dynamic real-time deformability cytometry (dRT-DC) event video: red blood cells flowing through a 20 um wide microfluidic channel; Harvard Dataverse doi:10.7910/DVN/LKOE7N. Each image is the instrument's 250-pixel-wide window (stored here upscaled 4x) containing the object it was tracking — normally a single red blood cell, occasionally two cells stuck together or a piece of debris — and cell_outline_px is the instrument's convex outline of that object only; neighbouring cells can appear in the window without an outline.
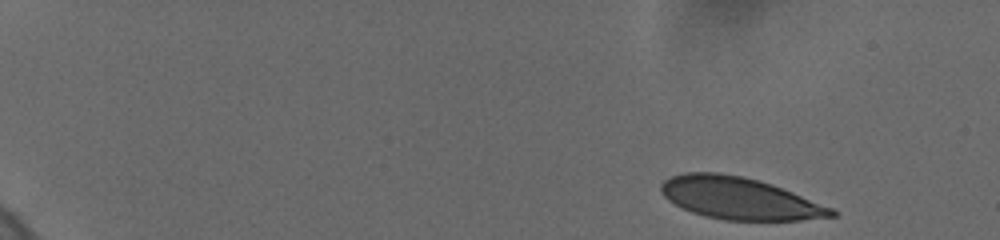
{"species": "human", "species_latin": "Homo sapiens", "temperature_condition": "cold", "stored_images_in_passage": 35, "camera_frame_rate_fps": 3000, "um_per_image_px": 0.085, "donor": {"sex": "female"}, "frame": {"image": 1, "passage_image": 1, "time_ms": 0.0, "image_size_px": [1000, 240], "cell_outline_px": [[836, 216], [800, 220], [724, 220], [704, 216], [692, 212], [668, 200], [660, 192], [660, 184], [664, 180], [672, 176], [684, 172], [716, 172], [744, 176], [760, 180], [772, 184], [832, 208], [836, 212]], "centroid_in_image_um": [62.82, 16.85], "position_along_channel_um": 22.2, "area_um2": 41.62}}
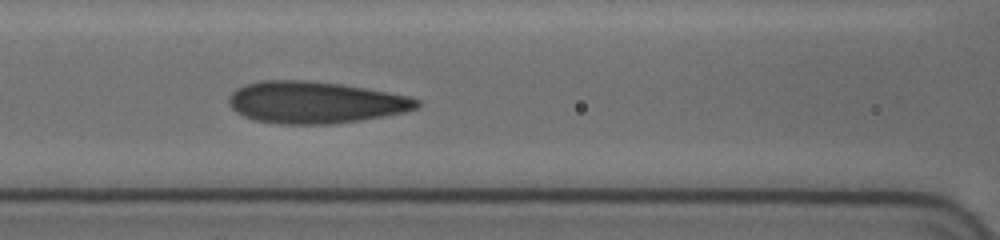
{"frame": {"image": 2, "passage_image": 19, "time_ms": 7.333, "image_size_px": [1000, 240], "cell_outline_px": [[420, 108], [404, 112], [384, 116], [360, 120], [328, 124], [280, 124], [252, 120], [236, 112], [228, 104], [228, 96], [236, 88], [244, 84], [260, 80], [308, 80], [340, 84], [388, 92], [408, 96], [420, 100]], "centroid_in_image_um": [26.75, 8.7], "position_along_channel_um": 139.8, "area_um2": 46.12}}
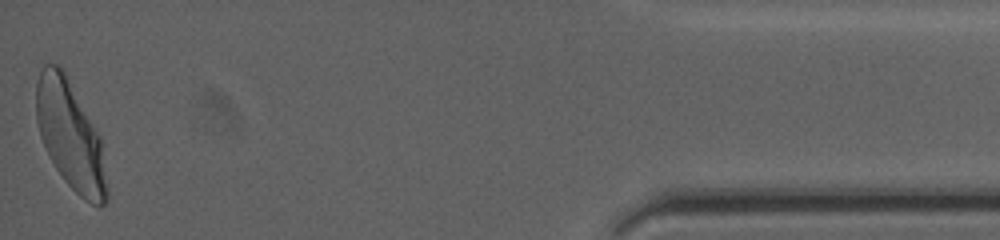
{"frame": {"image": 3, "passage_image": 35, "time_ms": 17.0, "image_size_px": [1000, 240], "cell_outline_px": [[108, 200], [100, 208], [84, 200], [64, 180], [56, 168], [40, 136], [36, 120], [36, 80], [44, 64], [60, 64], [100, 136], [108, 188]], "centroid_in_image_um": [5.98, 11.53], "position_along_channel_um": 429.2, "area_um2": 44.33}, "authors_computed_cell_mechanics": {"area_um2": 44.1592, "velocity_mm_per_s": 3.6733, "shape_relaxation_time_tau1_ms": 5.427, "shape_relaxation_time_tau2_ms": 0.6929, "deformation_change_tau1": 0.1852, "deformation_change_tau2": 0.0681}}